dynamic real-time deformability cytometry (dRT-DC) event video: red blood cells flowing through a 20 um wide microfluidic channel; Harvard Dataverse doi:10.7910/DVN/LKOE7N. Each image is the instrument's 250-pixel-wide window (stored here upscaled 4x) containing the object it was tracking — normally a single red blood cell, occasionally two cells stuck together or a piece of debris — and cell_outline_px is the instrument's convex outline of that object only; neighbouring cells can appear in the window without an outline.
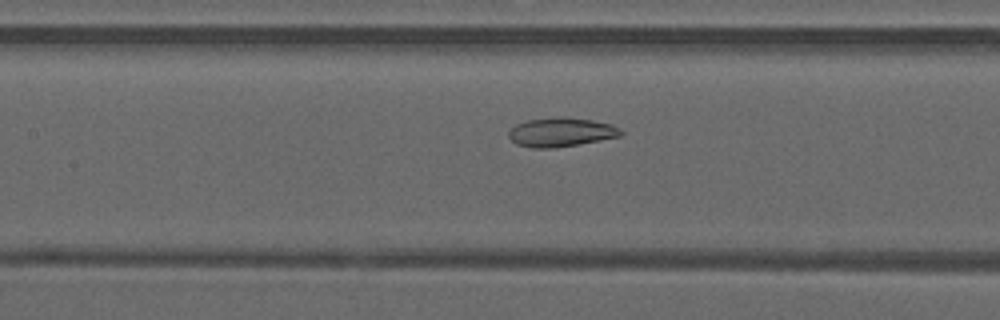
{"species": "common noctule bat (a hibernating species)", "species_latin": "Nyctalus noctula", "temperature_condition": "warm", "stored_images_in_passage": 49, "camera_frame_rate_fps": 3000, "um_per_image_px": 0.085, "animal": {"sex": "male", "forearm_length_mm": 52.5}, "frame": {"image": 1, "passage_image": 23, "time_ms": 7.333, "image_size_px": [1000, 320], "cell_outline_px": [[624, 132], [620, 136], [600, 140], [552, 148], [532, 148], [516, 144], [508, 136], [508, 132], [516, 124], [528, 120], [560, 116], [564, 116], [592, 120], [612, 124], [620, 128]], "centroid_in_image_um": [47.69, 11.22], "position_along_channel_um": 159.7, "area_um2": 18.96}}
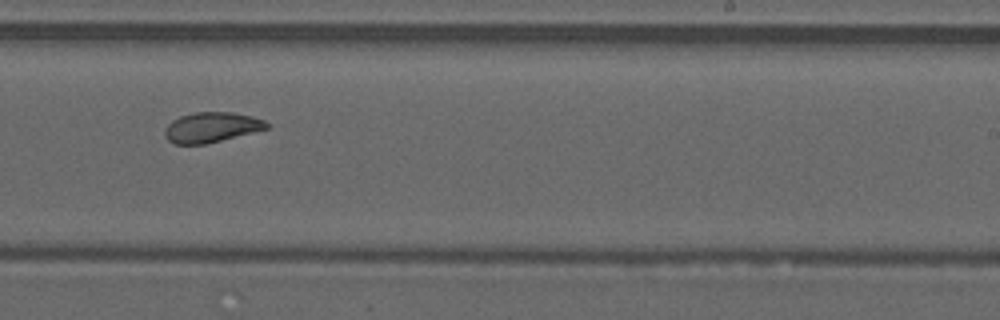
{"frame": {"image": 2, "passage_image": 31, "time_ms": 10.0, "image_size_px": [1000, 320], "cell_outline_px": [[268, 128], [204, 144], [172, 144], [164, 136], [164, 128], [172, 120], [180, 116], [196, 112], [232, 112], [252, 116], [264, 120], [268, 124]], "centroid_in_image_um": [17.92, 10.81], "position_along_channel_um": 271.1, "area_um2": 17.74}}
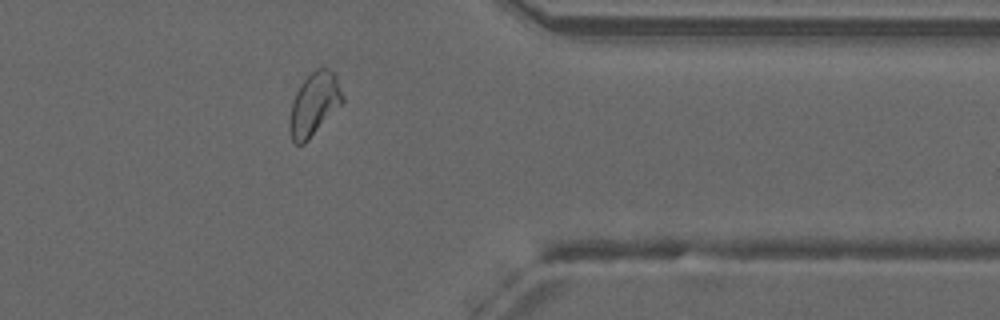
{"frame": {"image": 3, "passage_image": 40, "time_ms": 13.0, "image_size_px": [1000, 320], "cell_outline_px": [[344, 104], [304, 144], [296, 144], [292, 140], [288, 128], [288, 120], [292, 100], [300, 84], [316, 68], [328, 68], [336, 72], [344, 96]], "centroid_in_image_um": [26.73, 8.85], "position_along_channel_um": 384.7, "area_um2": 20.06}, "authors_computed_cell_mechanics": {"area_um2": 21.1548, "velocity_mm_per_s": 4.1927, "shape_relaxation_time_tau1_ms": null, "shape_relaxation_time_tau2_ms": 1.8981, "deformation_change_tau1": null, "deformation_change_tau2": 0.0806}}